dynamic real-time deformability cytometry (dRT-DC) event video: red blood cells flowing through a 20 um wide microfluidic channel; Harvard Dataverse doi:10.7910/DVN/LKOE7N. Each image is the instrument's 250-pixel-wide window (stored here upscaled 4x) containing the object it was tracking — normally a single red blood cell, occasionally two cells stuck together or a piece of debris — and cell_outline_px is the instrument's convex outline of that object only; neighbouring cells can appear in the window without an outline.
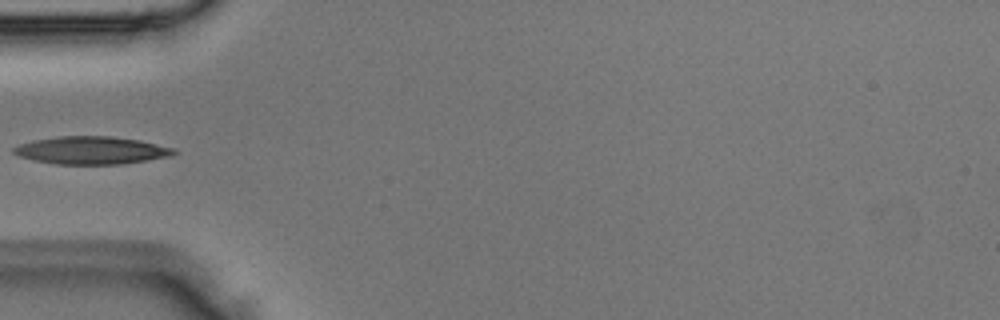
{"species": "Egyptian fruit bat (a non-hibernating species)", "species_latin": "Rousettus aegyptiacus", "temperature_condition": "room temperature", "stored_images_in_passage": 3, "camera_frame_rate_fps": 3000, "um_per_image_px": 0.085, "animal": {"sex": "male"}, "frame": {"image": 1, "passage_image": 3, "time_ms": 0.667, "image_size_px": [1000, 320], "cell_outline_px": [[176, 152], [172, 156], [124, 164], [56, 164], [36, 160], [20, 156], [12, 152], [12, 148], [20, 144], [36, 140], [60, 136], [112, 136], [140, 140], [176, 148]], "centroid_in_image_um": [7.83, 12.78], "position_along_channel_um": 77.2, "area_um2": 25.84}}